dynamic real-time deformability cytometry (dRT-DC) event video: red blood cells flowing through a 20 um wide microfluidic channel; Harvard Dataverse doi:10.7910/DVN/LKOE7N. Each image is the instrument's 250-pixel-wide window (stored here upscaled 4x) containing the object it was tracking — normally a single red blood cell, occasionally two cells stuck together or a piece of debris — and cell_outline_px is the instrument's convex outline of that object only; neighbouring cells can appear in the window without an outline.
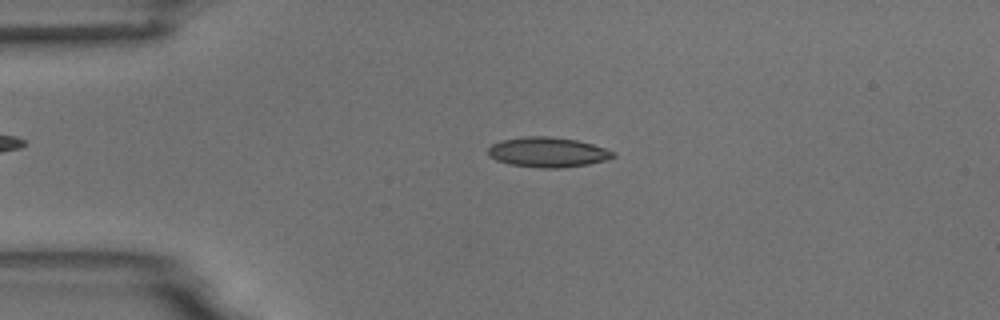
{"species": "common noctule bat (a hibernating species)", "species_latin": "Nyctalus noctula", "temperature_condition": "room temperature", "stored_images_in_passage": 5, "camera_frame_rate_fps": 3000, "um_per_image_px": 0.085, "animal": {"sex": "male", "body_mass_g": 18.8}, "frame": {"image": 1, "passage_image": 3, "time_ms": 0.667, "image_size_px": [1000, 320], "cell_outline_px": [[616, 156], [604, 160], [588, 164], [560, 168], [544, 168], [512, 164], [496, 160], [488, 156], [488, 148], [492, 144], [500, 140], [524, 136], [548, 136], [576, 140], [592, 144], [616, 152]], "centroid_in_image_um": [46.54, 12.93], "position_along_channel_um": 38.5, "area_um2": 21.73}}